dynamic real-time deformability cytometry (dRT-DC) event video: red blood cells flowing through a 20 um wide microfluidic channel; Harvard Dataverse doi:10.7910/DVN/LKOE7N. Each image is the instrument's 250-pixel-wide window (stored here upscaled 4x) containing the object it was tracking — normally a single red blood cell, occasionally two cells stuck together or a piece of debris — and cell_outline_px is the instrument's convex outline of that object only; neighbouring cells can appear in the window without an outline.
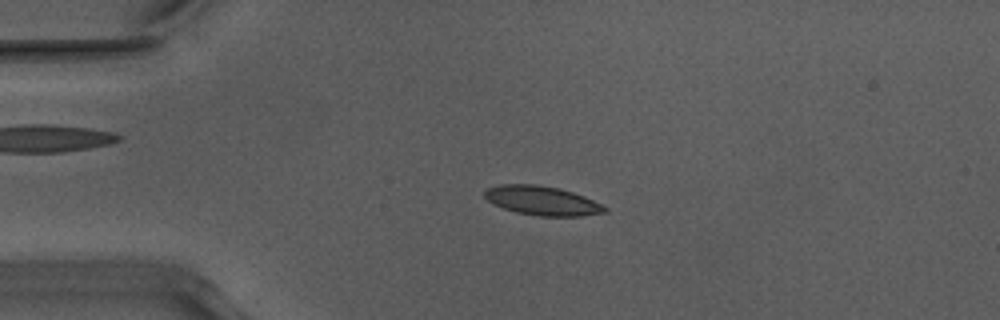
{"species": "Egyptian fruit bat (a non-hibernating species)", "species_latin": "Rousettus aegyptiacus", "temperature_condition": "warm", "stored_images_in_passage": 52, "camera_frame_rate_fps": 3000, "um_per_image_px": 0.085, "animal": {"sex": "male"}, "frame": {"image": 1, "passage_image": 12, "time_ms": 3.667, "image_size_px": [1000, 320], "cell_outline_px": [[608, 212], [580, 216], [536, 216], [516, 212], [492, 204], [484, 196], [484, 192], [488, 188], [500, 184], [536, 184], [560, 188], [584, 196], [608, 208]], "centroid_in_image_um": [46.07, 17.06], "position_along_channel_um": 38.9, "area_um2": 20.46}}
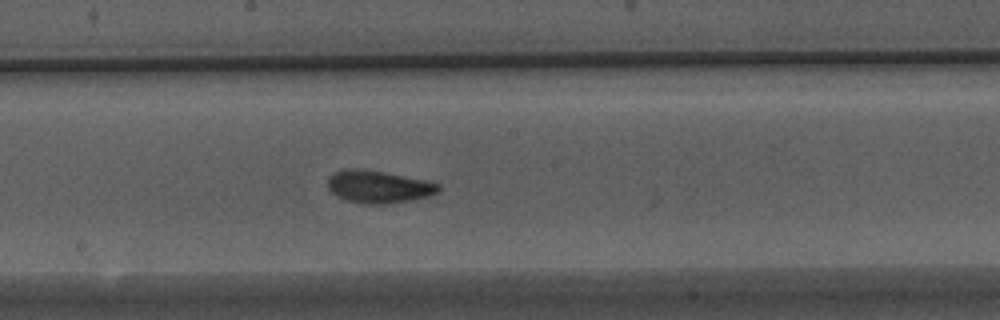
{"frame": {"image": 2, "passage_image": 28, "time_ms": 9.0, "image_size_px": [1000, 320], "cell_outline_px": [[440, 192], [428, 196], [388, 204], [364, 204], [348, 200], [336, 196], [328, 188], [328, 176], [344, 168], [356, 168], [384, 172], [428, 180], [440, 184]], "centroid_in_image_um": [32.19, 15.86], "position_along_channel_um": 216.0, "area_um2": 21.04}}
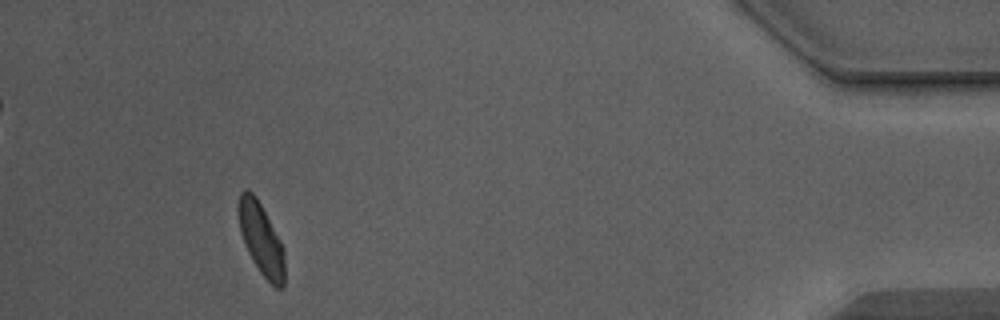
{"frame": {"image": 3, "passage_image": 48, "time_ms": 15.667, "image_size_px": [1000, 320], "cell_outline_px": [[284, 284], [280, 288], [276, 288], [260, 272], [252, 260], [244, 244], [240, 232], [240, 192], [248, 188], [256, 196], [280, 240], [284, 252]], "centroid_in_image_um": [22.21, 20.34], "position_along_channel_um": 413.0, "area_um2": 18.79}, "authors_computed_cell_mechanics": {"area_um2": 19.7098, "velocity_mm_per_s": 3.9399, "shape_relaxation_time_tau1_ms": 5.3015, "shape_relaxation_time_tau2_ms": 1.8783, "deformation_change_tau1": 0.1448, "deformation_change_tau2": 0.0816}}